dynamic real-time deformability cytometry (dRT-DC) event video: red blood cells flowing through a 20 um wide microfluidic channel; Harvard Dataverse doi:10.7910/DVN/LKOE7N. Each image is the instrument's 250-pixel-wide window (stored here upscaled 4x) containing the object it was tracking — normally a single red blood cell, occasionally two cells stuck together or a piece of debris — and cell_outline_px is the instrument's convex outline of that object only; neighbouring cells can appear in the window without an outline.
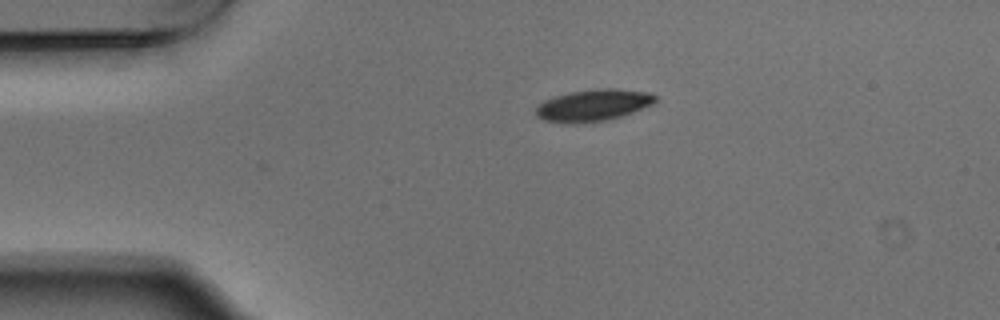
{"species": "Egyptian fruit bat (a non-hibernating species)", "species_latin": "Rousettus aegyptiacus", "temperature_condition": "warm", "stored_images_in_passage": 2, "camera_frame_rate_fps": 3000, "um_per_image_px": 0.085, "animal": {"sex": "male"}, "frame": {"image": 1, "passage_image": 1, "time_ms": 0.0, "image_size_px": [1000, 320], "cell_outline_px": [[656, 100], [652, 104], [632, 112], [608, 120], [580, 124], [568, 124], [544, 120], [536, 116], [536, 108], [544, 100], [556, 96], [572, 92], [608, 88], [616, 88], [648, 92], [656, 96]], "centroid_in_image_um": [50.41, 8.96], "position_along_channel_um": 34.6, "area_um2": 21.96}}